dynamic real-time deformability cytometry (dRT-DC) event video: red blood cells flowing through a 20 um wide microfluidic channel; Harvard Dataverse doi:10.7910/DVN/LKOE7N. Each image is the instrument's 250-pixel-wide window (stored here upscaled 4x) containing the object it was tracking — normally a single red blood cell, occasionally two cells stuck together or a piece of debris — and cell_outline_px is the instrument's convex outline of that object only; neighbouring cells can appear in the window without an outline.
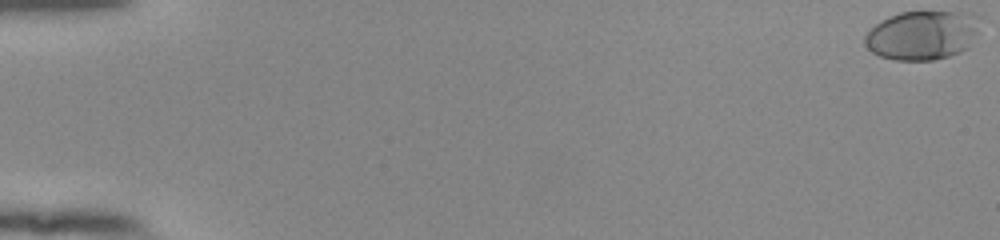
{"species": "human", "species_latin": "Homo sapiens", "temperature_condition": "room temperature", "stored_images_in_passage": 54, "camera_frame_rate_fps": 3000, "um_per_image_px": 0.085, "donor": {"sex": "female"}, "frame": {"image": 1, "passage_image": 1, "time_ms": 0.0, "image_size_px": [1000, 240], "cell_outline_px": [[980, 16], [976, 32], [968, 48], [960, 52], [948, 56], [932, 60], [896, 60], [880, 56], [872, 52], [864, 44], [864, 36], [880, 20], [888, 16], [900, 12], [968, 12]], "centroid_in_image_um": [78.38, 2.98], "position_along_channel_um": 6.6, "area_um2": 32.89}}
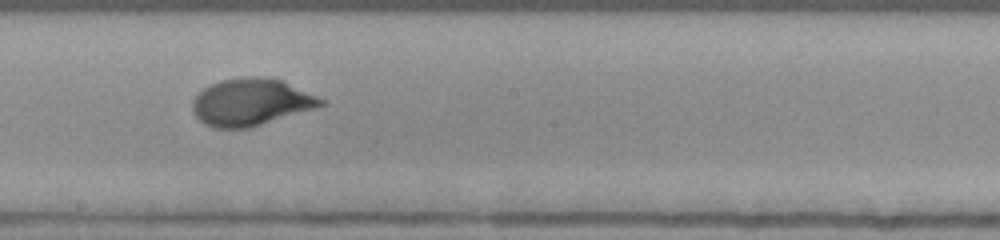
{"frame": {"image": 2, "passage_image": 32, "time_ms": 10.333, "image_size_px": [1000, 240], "cell_outline_px": [[328, 104], [248, 128], [216, 128], [204, 124], [192, 112], [192, 100], [204, 88], [220, 80], [244, 76], [260, 76], [280, 80], [324, 100]], "centroid_in_image_um": [21.29, 8.68], "position_along_channel_um": 226.9, "area_um2": 34.8}}
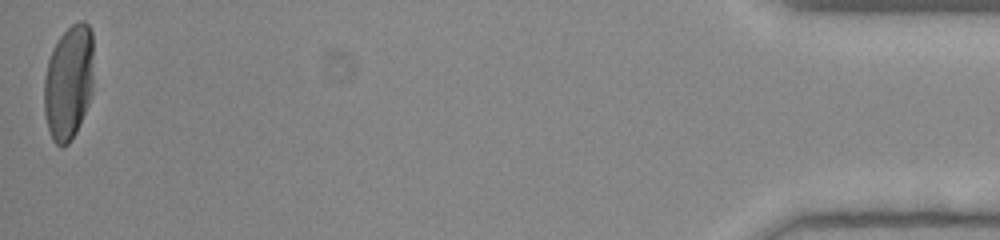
{"frame": {"image": 3, "passage_image": 54, "time_ms": 17.667, "image_size_px": [1000, 240], "cell_outline_px": [[92, 92], [88, 104], [76, 132], [68, 144], [64, 148], [60, 148], [52, 140], [48, 128], [44, 112], [44, 80], [48, 60], [60, 36], [72, 24], [80, 20], [84, 20], [88, 24], [92, 32]], "centroid_in_image_um": [5.83, 7.02], "position_along_channel_um": 429.4, "area_um2": 33.12}, "authors_computed_cell_mechanics": {"area_um2": 33.1483, "velocity_mm_per_s": 3.9327, "shape_relaxation_time_tau1_ms": 3.5425, "shape_relaxation_time_tau2_ms": null, "deformation_change_tau1": 0.183, "deformation_change_tau2": null}}